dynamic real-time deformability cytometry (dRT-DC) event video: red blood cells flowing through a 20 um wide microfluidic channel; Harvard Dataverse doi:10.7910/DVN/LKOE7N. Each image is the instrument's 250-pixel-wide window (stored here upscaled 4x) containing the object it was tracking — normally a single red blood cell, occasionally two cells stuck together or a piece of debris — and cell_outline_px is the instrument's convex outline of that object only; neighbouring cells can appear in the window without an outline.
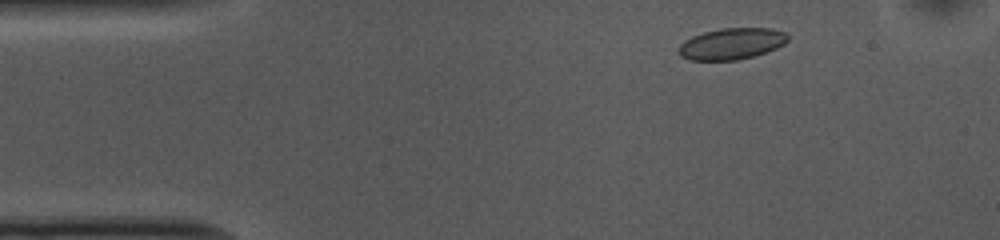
{"species": "common noctule bat (a hibernating species)", "species_latin": "Nyctalus noctula", "temperature_condition": "cold", "stored_images_in_passage": 50, "camera_frame_rate_fps": 3000, "um_per_image_px": 0.085, "animal": {"sex": "female", "body_mass_g": 10.0, "forearm_length_mm": 53.1}, "frame": {"image": 1, "passage_image": 4, "time_ms": 1.0, "image_size_px": [1000, 240], "cell_outline_px": [[788, 40], [784, 44], [776, 48], [752, 56], [736, 60], [688, 60], [680, 56], [676, 52], [680, 44], [684, 40], [692, 36], [704, 32], [720, 28], [772, 28], [784, 32], [788, 36]], "centroid_in_image_um": [62.14, 3.71], "position_along_channel_um": 22.9, "area_um2": 20.0}}
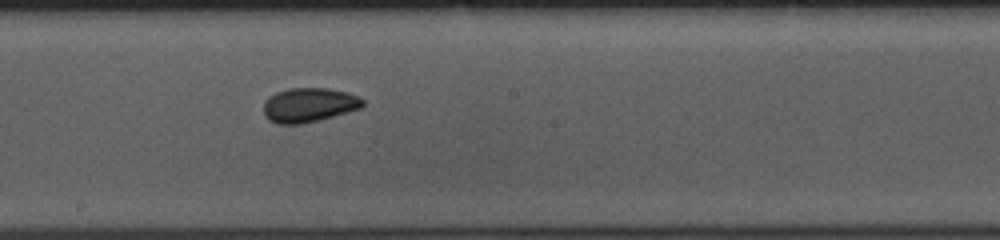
{"frame": {"image": 2, "passage_image": 25, "time_ms": 8.0, "image_size_px": [1000, 240], "cell_outline_px": [[364, 104], [360, 108], [320, 120], [300, 124], [276, 124], [268, 120], [264, 116], [264, 100], [268, 96], [276, 92], [288, 88], [328, 88], [348, 92], [364, 100]], "centroid_in_image_um": [26.22, 8.92], "position_along_channel_um": 222.0, "area_um2": 20.0}}
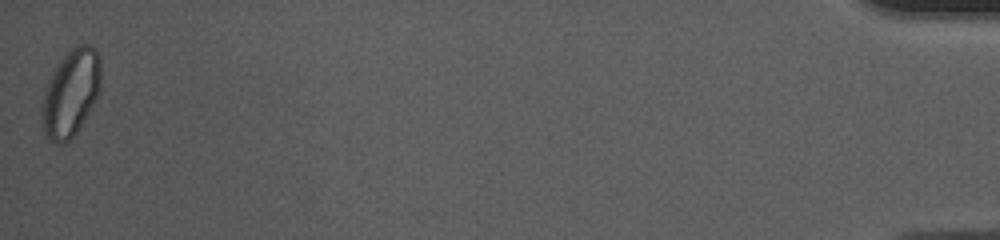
{"frame": {"image": 3, "passage_image": 50, "time_ms": 16.333, "image_size_px": [1000, 240], "cell_outline_px": [[100, 92], [96, 100], [80, 128], [64, 144], [56, 144], [48, 140], [44, 132], [40, 120], [40, 108], [44, 92], [48, 80], [56, 64], [76, 44], [88, 44], [100, 56]], "centroid_in_image_um": [5.99, 7.94], "position_along_channel_um": 429.2, "area_um2": 30.29}, "authors_computed_cell_mechanics": {"area_um2": 19.9699, "velocity_mm_per_s": 3.673, "shape_relaxation_time_tau1_ms": 5.0756, "shape_relaxation_time_tau2_ms": 2.1637, "deformation_change_tau1": 0.0914, "deformation_change_tau2": 0.047}}